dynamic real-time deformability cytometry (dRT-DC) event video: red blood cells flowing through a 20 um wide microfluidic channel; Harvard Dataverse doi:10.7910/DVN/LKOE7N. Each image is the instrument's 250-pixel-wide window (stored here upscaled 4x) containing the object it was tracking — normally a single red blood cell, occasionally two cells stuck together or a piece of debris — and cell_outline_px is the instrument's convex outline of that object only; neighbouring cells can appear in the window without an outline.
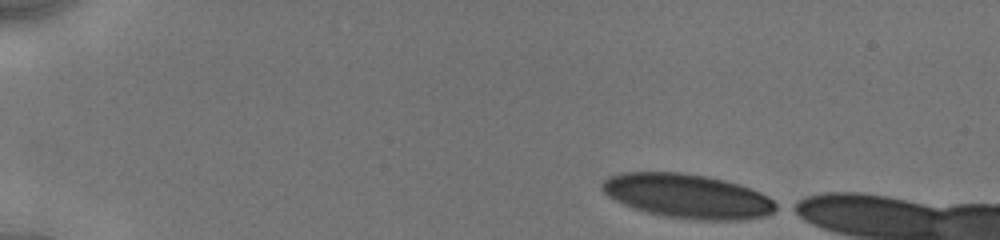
{"species": "human", "species_latin": "Homo sapiens", "temperature_condition": "cold", "stored_images_in_passage": 29, "camera_frame_rate_fps": 3000, "um_per_image_px": 0.085, "donor": {"sex": "male"}, "frame": {"image": 1, "passage_image": 1, "time_ms": 0.0, "image_size_px": [1000, 240], "cell_outline_px": [[780, 208], [764, 216], [744, 220], [700, 220], [664, 216], [648, 212], [624, 204], [608, 196], [600, 188], [600, 184], [608, 176], [620, 172], [680, 172], [708, 176], [740, 184], [760, 192], [768, 196], [780, 204]], "centroid_in_image_um": [58.47, 16.66], "position_along_channel_um": 26.5, "area_um2": 45.08}}
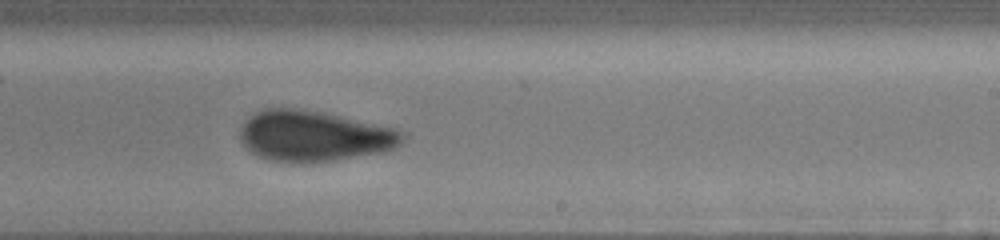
{"frame": {"image": 2, "passage_image": 17, "time_ms": 8.667, "image_size_px": [1000, 240], "cell_outline_px": [[404, 140], [396, 148], [380, 152], [336, 160], [300, 164], [272, 160], [260, 156], [252, 152], [240, 140], [240, 132], [244, 120], [248, 116], [264, 108], [292, 108], [316, 112], [400, 128], [404, 136]], "centroid_in_image_um": [26.69, 11.57], "position_along_channel_um": 262.3, "area_um2": 47.86}}
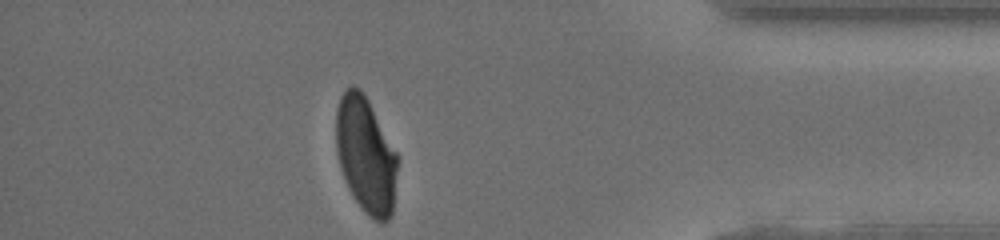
{"frame": {"image": 3, "passage_image": 28, "time_ms": 13.0, "image_size_px": [1000, 240], "cell_outline_px": [[396, 172], [392, 212], [388, 220], [384, 224], [380, 224], [368, 216], [364, 212], [348, 188], [340, 168], [336, 152], [336, 108], [340, 96], [352, 84], [360, 88], [368, 100], [396, 152]], "centroid_in_image_um": [31.06, 13.18], "position_along_channel_um": 404.1, "area_um2": 41.33}}